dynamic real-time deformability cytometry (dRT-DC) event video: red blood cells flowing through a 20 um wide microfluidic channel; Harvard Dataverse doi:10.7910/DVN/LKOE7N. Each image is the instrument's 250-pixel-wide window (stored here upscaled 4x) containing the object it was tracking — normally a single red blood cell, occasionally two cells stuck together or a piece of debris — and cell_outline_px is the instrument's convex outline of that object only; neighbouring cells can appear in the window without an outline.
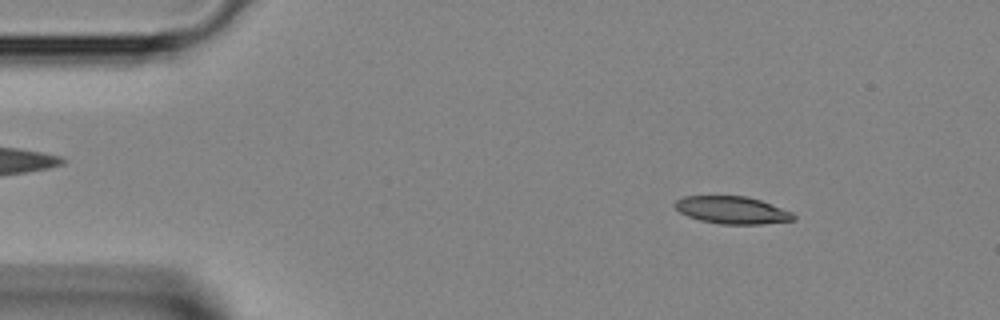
{"species": "Egyptian fruit bat (a non-hibernating species)", "species_latin": "Rousettus aegyptiacus", "temperature_condition": "room temperature", "stored_images_in_passage": 42, "camera_frame_rate_fps": 3000, "um_per_image_px": 0.085, "animal": {"sex": "female"}, "frame": {"image": 1, "passage_image": 5, "time_ms": 1.333, "image_size_px": [1000, 320], "cell_outline_px": [[796, 220], [764, 224], [720, 224], [700, 220], [688, 216], [680, 212], [672, 204], [676, 200], [684, 196], [744, 196], [760, 200], [792, 212], [796, 216]], "centroid_in_image_um": [62.23, 17.86], "position_along_channel_um": 22.8, "area_um2": 18.96}}
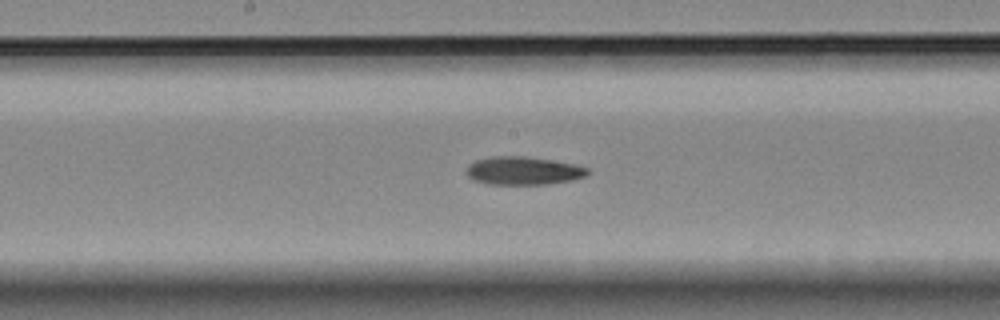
{"frame": {"image": 2, "passage_image": 21, "time_ms": 6.667, "image_size_px": [1000, 320], "cell_outline_px": [[592, 172], [588, 176], [572, 180], [548, 184], [488, 184], [472, 180], [468, 176], [468, 164], [476, 160], [492, 156], [524, 156], [576, 164], [588, 168]], "centroid_in_image_um": [44.53, 14.51], "position_along_channel_um": 203.7, "area_um2": 20.0}}
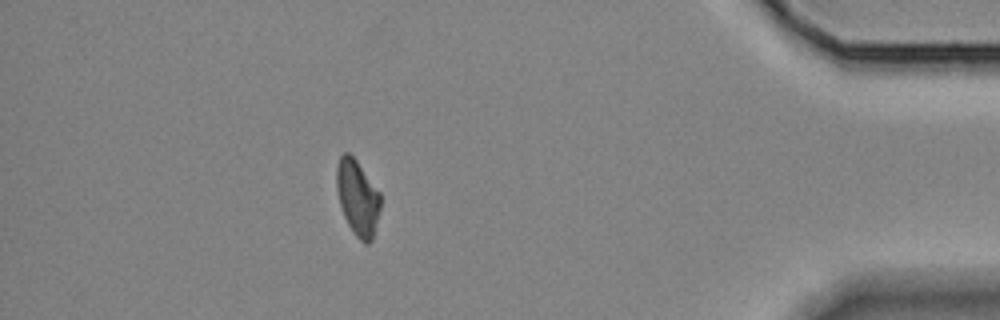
{"frame": {"image": 3, "passage_image": 37, "time_ms": 12.0, "image_size_px": [1000, 320], "cell_outline_px": [[380, 208], [372, 240], [368, 244], [364, 244], [356, 236], [348, 224], [344, 216], [340, 204], [336, 188], [336, 168], [340, 156], [344, 152], [348, 152], [356, 160], [380, 192]], "centroid_in_image_um": [30.38, 16.8], "position_along_channel_um": 404.8, "area_um2": 19.19}}